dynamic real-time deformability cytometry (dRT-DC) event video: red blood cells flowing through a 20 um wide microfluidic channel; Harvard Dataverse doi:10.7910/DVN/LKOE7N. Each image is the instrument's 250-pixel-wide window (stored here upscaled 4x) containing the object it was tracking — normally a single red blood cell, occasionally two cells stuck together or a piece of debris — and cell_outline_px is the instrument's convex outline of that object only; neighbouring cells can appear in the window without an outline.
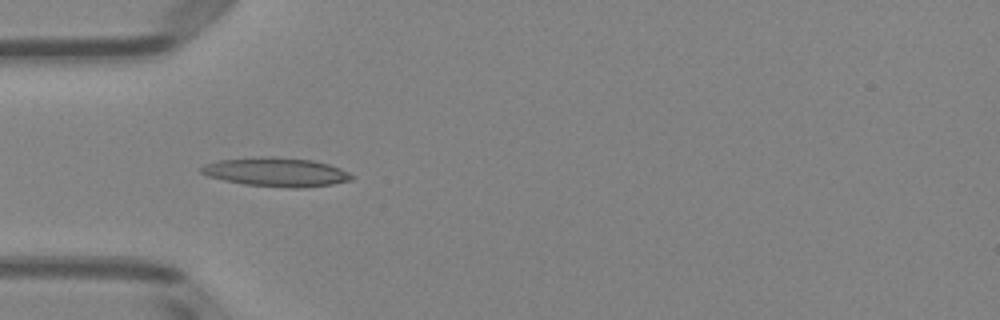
{"species": "Egyptian fruit bat (a non-hibernating species)", "species_latin": "Rousettus aegyptiacus", "temperature_condition": "room temperature", "stored_images_in_passage": 4, "camera_frame_rate_fps": 3000, "um_per_image_px": 0.085, "animal": {"sex": "female"}, "frame": {"image": 1, "passage_image": 4, "time_ms": 3.333, "image_size_px": [1000, 320], "cell_outline_px": [[352, 180], [332, 184], [304, 188], [292, 188], [244, 184], [224, 180], [208, 176], [200, 172], [200, 168], [204, 164], [220, 160], [256, 156], [272, 156], [312, 160], [328, 164], [340, 168], [348, 172], [352, 176]], "centroid_in_image_um": [23.46, 14.62], "position_along_channel_um": 61.5, "area_um2": 25.37}}